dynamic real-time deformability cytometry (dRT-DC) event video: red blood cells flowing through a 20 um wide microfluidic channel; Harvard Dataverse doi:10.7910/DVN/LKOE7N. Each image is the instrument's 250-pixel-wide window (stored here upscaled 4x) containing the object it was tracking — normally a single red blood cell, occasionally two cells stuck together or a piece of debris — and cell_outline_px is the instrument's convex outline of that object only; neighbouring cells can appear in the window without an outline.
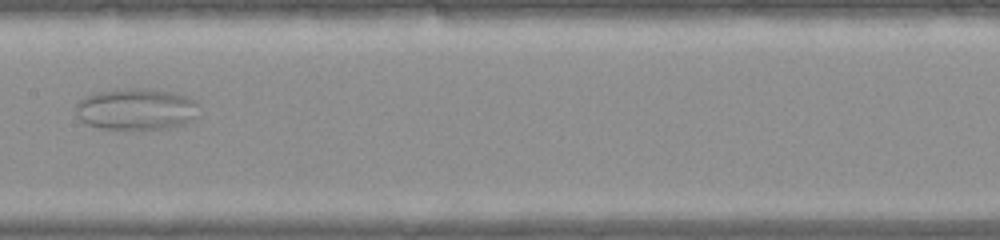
{"species": "common noctule bat (a hibernating species)", "species_latin": "Nyctalus noctula", "temperature_condition": "warm", "stored_images_in_passage": 41, "segment_of_instrument_passage": [1, 2], "camera_frame_rate_fps": 3000, "um_per_image_px": 0.085, "animal": {"sex": "female", "body_mass_g": 22.0, "forearm_length_mm": 56.7}, "frame": {"image": 1, "passage_image": 22, "time_ms": 7.0, "image_size_px": [1000, 240], "cell_outline_px": [[200, 116], [184, 124], [168, 128], [112, 132], [84, 124], [80, 120], [76, 112], [76, 104], [84, 96], [96, 92], [128, 88], [144, 88], [168, 92], [184, 96], [196, 100]], "centroid_in_image_um": [11.55, 9.33], "position_along_channel_um": 195.9, "area_um2": 30.81}}
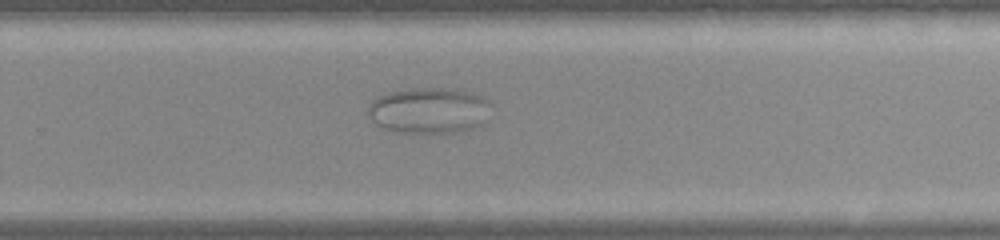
{"frame": {"image": 2, "passage_image": 28, "time_ms": 9.0, "image_size_px": [1000, 240], "cell_outline_px": [[492, 104], [488, 120], [484, 124], [472, 128], [452, 132], [396, 132], [384, 128], [376, 124], [372, 120], [368, 112], [368, 108], [372, 100], [388, 92], [412, 88], [440, 88], [468, 92], [480, 96], [488, 100]], "centroid_in_image_um": [36.5, 9.39], "position_along_channel_um": 293.3, "area_um2": 32.83}}